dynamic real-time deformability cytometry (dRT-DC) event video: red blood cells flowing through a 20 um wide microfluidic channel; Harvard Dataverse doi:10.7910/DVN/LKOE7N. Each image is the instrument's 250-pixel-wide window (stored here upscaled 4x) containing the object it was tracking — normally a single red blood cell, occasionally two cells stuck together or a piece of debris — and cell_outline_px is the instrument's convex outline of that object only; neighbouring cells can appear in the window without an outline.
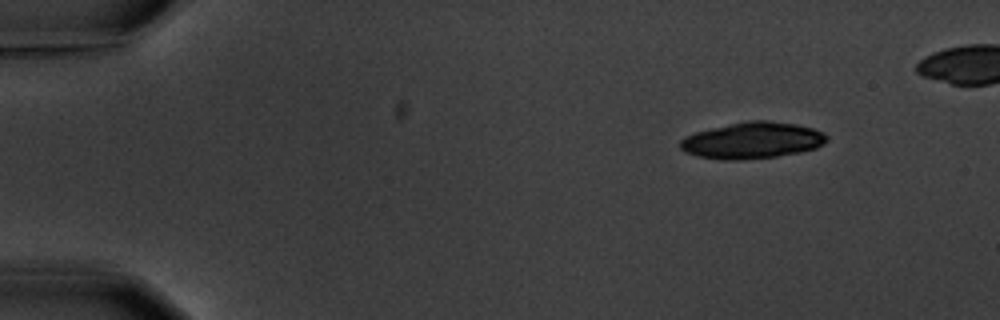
{"species": "common noctule bat (a hibernating species)", "species_latin": "Nyctalus noctula", "temperature_condition": "warm", "stored_images_in_passage": 5, "camera_frame_rate_fps": 3000, "um_per_image_px": 0.085, "animal": {"sex": "male", "body_mass_g": 20.1, "forearm_length_mm": 53.5}, "frame": {"image": 1, "passage_image": 1, "time_ms": 0.0, "image_size_px": [1000, 320], "cell_outline_px": [[828, 140], [824, 144], [816, 148], [776, 156], [736, 160], [724, 160], [696, 156], [684, 152], [680, 148], [680, 140], [684, 136], [696, 132], [712, 128], [748, 120], [768, 120], [796, 124], [812, 128], [824, 132], [828, 136]], "centroid_in_image_um": [63.94, 11.93], "position_along_channel_um": 21.1, "area_um2": 31.04}}